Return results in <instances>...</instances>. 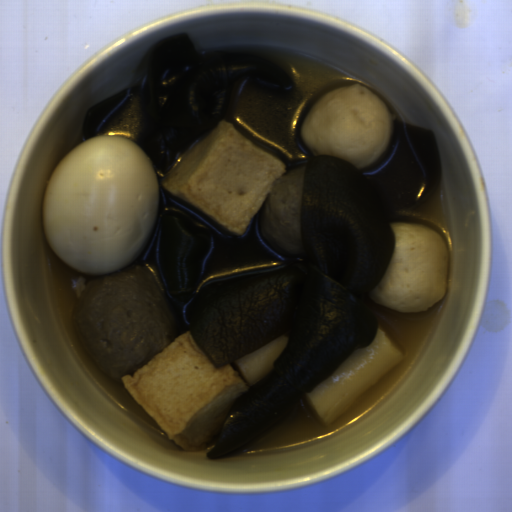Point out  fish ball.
Returning a JSON list of instances; mask_svg holds the SVG:
<instances>
[{
	"mask_svg": "<svg viewBox=\"0 0 512 512\" xmlns=\"http://www.w3.org/2000/svg\"><path fill=\"white\" fill-rule=\"evenodd\" d=\"M390 225L393 250L369 298L385 309L417 314L446 293L450 247L441 233L422 223L391 221Z\"/></svg>",
	"mask_w": 512,
	"mask_h": 512,
	"instance_id": "obj_4",
	"label": "fish ball"
},
{
	"mask_svg": "<svg viewBox=\"0 0 512 512\" xmlns=\"http://www.w3.org/2000/svg\"><path fill=\"white\" fill-rule=\"evenodd\" d=\"M397 116L370 88L345 84L319 95L299 136L314 156H333L361 172L377 165L396 129Z\"/></svg>",
	"mask_w": 512,
	"mask_h": 512,
	"instance_id": "obj_3",
	"label": "fish ball"
},
{
	"mask_svg": "<svg viewBox=\"0 0 512 512\" xmlns=\"http://www.w3.org/2000/svg\"><path fill=\"white\" fill-rule=\"evenodd\" d=\"M285 172V162L220 118L212 132L177 153L161 183L224 231L242 235Z\"/></svg>",
	"mask_w": 512,
	"mask_h": 512,
	"instance_id": "obj_2",
	"label": "fish ball"
},
{
	"mask_svg": "<svg viewBox=\"0 0 512 512\" xmlns=\"http://www.w3.org/2000/svg\"><path fill=\"white\" fill-rule=\"evenodd\" d=\"M121 379L139 406L183 452L204 450L224 426L233 402L251 388L230 363L217 366L190 330Z\"/></svg>",
	"mask_w": 512,
	"mask_h": 512,
	"instance_id": "obj_1",
	"label": "fish ball"
}]
</instances>
